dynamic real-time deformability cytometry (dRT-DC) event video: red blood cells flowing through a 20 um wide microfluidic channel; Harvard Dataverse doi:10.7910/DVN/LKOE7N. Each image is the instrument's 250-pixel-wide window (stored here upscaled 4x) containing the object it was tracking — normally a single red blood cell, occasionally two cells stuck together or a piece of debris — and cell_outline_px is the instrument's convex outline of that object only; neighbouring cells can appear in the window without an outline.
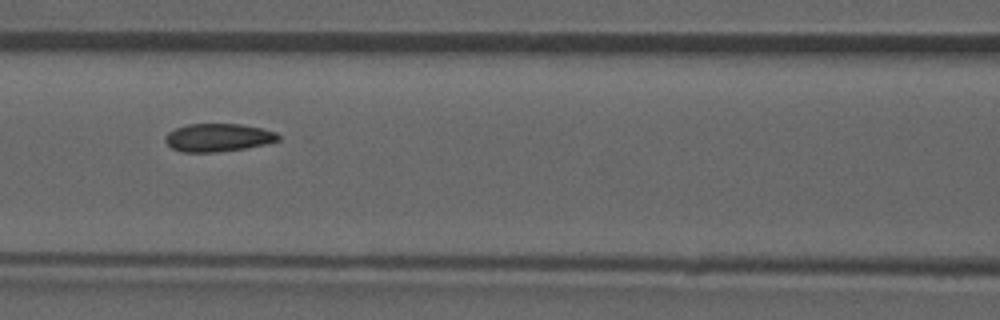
{"species": "common noctule bat (a hibernating species)", "species_latin": "Nyctalus noctula", "temperature_condition": "room temperature", "stored_images_in_passage": 52, "camera_frame_rate_fps": 3000, "um_per_image_px": 0.085, "animal": {"sex": "male", "forearm_length_mm": 52.5}, "frame": {"image": 1, "passage_image": 23, "time_ms": 7.333, "image_size_px": [1000, 320], "cell_outline_px": [[280, 140], [264, 144], [244, 148], [216, 152], [184, 152], [172, 148], [164, 140], [164, 136], [168, 132], [176, 128], [188, 124], [240, 124], [260, 128], [276, 132], [280, 136]], "centroid_in_image_um": [18.52, 11.69], "position_along_channel_um": 148.1, "area_um2": 18.32}}
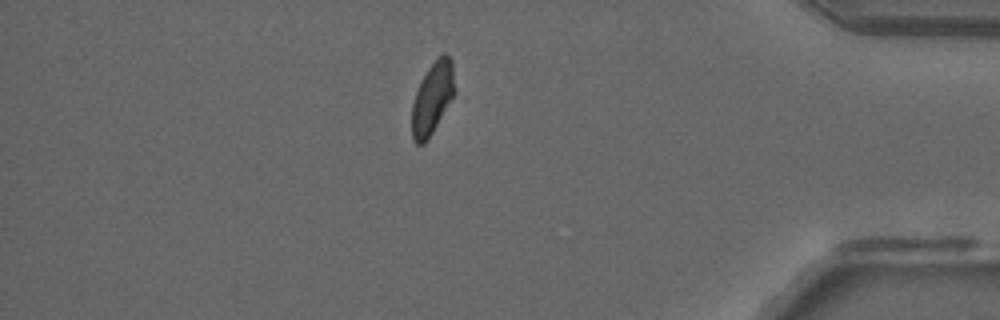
{"frame": {"image": 2, "passage_image": 45, "time_ms": 14.667, "image_size_px": [1000, 320], "cell_outline_px": [[452, 96], [432, 132], [424, 144], [416, 144], [412, 136], [412, 104], [416, 92], [428, 68], [436, 56], [444, 52], [452, 60]], "centroid_in_image_um": [36.71, 8.32], "position_along_channel_um": 398.5, "area_um2": 17.11}, "authors_computed_cell_mechanics": {"area_um2": 18.8139, "velocity_mm_per_s": 3.9241, "shape_relaxation_time_tau1_ms": null, "shape_relaxation_time_tau2_ms": 3.0777, "deformation_change_tau1": null, "deformation_change_tau2": 0.0589}}